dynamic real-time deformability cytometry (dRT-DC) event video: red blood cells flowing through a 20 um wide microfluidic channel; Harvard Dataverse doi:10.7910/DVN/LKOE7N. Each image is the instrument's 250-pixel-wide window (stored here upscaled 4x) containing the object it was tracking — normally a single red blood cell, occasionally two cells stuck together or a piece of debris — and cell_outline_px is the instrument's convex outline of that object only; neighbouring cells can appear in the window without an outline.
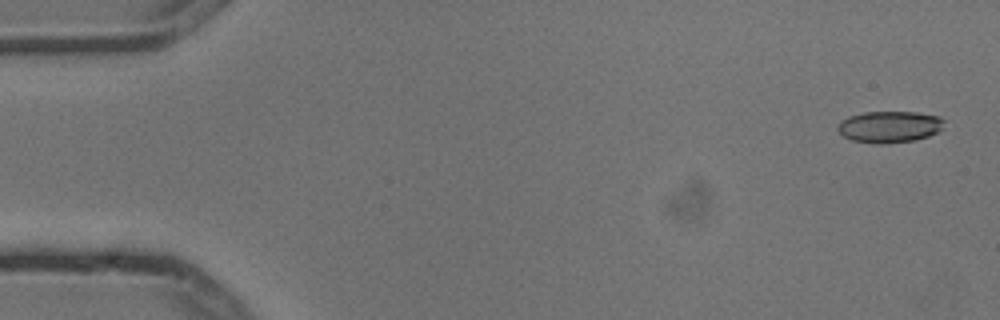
{"species": "common noctule bat (a hibernating species)", "species_latin": "Nyctalus noctula", "temperature_condition": "cold", "stored_images_in_passage": 5, "camera_frame_rate_fps": 3000, "um_per_image_px": 0.085, "animal": {"sex": "male", "body_mass_g": 13.3}, "frame": {"image": 1, "passage_image": 1, "time_ms": 0.0, "image_size_px": [1000, 320], "cell_outline_px": [[944, 120], [940, 132], [916, 140], [880, 144], [852, 140], [844, 136], [836, 128], [848, 116], [864, 112], [916, 112], [940, 116]], "centroid_in_image_um": [75.65, 10.77], "position_along_channel_um": 9.4, "area_um2": 19.48}}
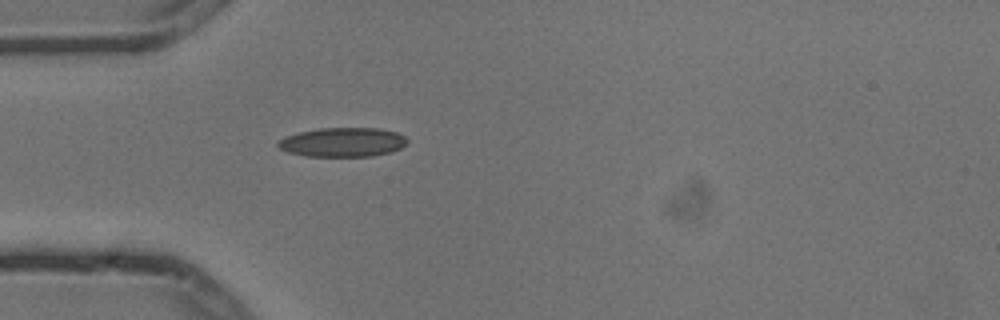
{"frame": {"image": 2, "passage_image": 5, "time_ms": 1.333, "image_size_px": [1000, 320], "cell_outline_px": [[408, 140], [400, 148], [388, 152], [372, 156], [304, 156], [288, 152], [280, 148], [276, 144], [284, 136], [300, 132], [320, 128], [380, 128], [396, 132], [404, 136]], "centroid_in_image_um": [29.1, 12.08], "position_along_channel_um": 55.9, "area_um2": 21.85}}